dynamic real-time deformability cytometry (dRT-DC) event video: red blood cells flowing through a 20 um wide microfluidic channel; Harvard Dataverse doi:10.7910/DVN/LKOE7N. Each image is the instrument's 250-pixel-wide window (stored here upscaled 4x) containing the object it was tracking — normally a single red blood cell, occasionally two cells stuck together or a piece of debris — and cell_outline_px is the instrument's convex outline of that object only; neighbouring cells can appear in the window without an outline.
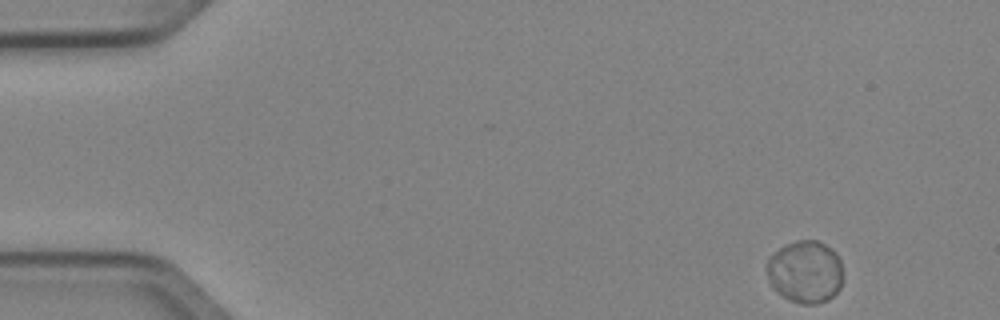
{"species": "Egyptian fruit bat (a non-hibernating species)", "species_latin": "Rousettus aegyptiacus", "temperature_condition": "cold", "stored_images_in_passage": 48, "camera_frame_rate_fps": 3000, "um_per_image_px": 0.085, "animal": {"sex": "female"}, "frame": {"image": 1, "passage_image": 1, "time_ms": 0.0, "image_size_px": [1000, 320], "cell_outline_px": [[844, 280], [840, 288], [828, 300], [816, 304], [800, 304], [788, 300], [780, 296], [772, 288], [768, 280], [764, 264], [784, 244], [796, 240], [816, 240], [832, 248], [836, 252], [840, 260]], "centroid_in_image_um": [68.43, 23.12], "position_along_channel_um": 16.6, "area_um2": 28.38}}
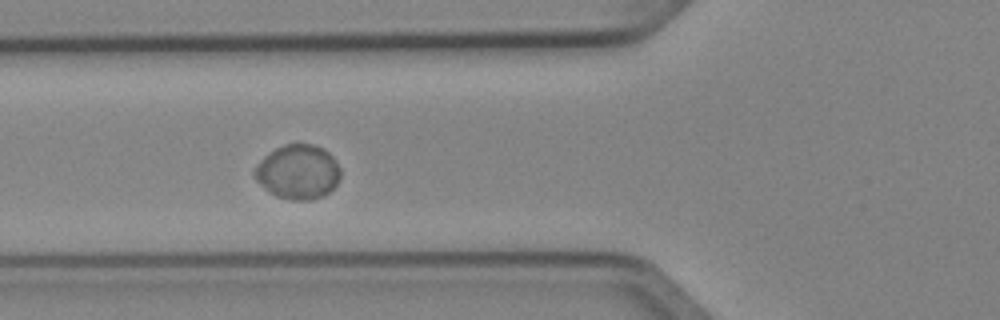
{"frame": {"image": 2, "passage_image": 16, "time_ms": 5.0, "image_size_px": [1000, 320], "cell_outline_px": [[340, 176], [336, 184], [324, 196], [312, 200], [292, 200], [276, 196], [260, 184], [256, 176], [256, 168], [264, 156], [268, 152], [284, 144], [312, 144], [324, 148], [336, 160], [340, 168]], "centroid_in_image_um": [25.37, 14.61], "position_along_channel_um": 100.4, "area_um2": 26.99}}
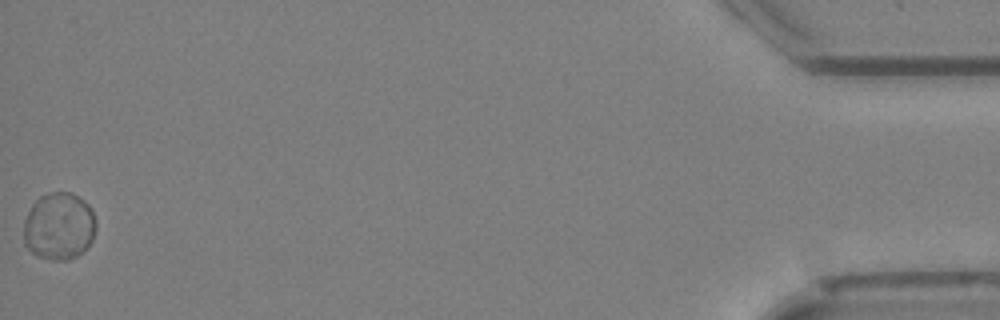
{"frame": {"image": 3, "passage_image": 48, "time_ms": 15.667, "image_size_px": [1000, 320], "cell_outline_px": [[96, 228], [92, 240], [76, 256], [68, 260], [48, 260], [36, 256], [24, 244], [24, 220], [32, 204], [40, 196], [48, 192], [72, 192], [84, 200], [88, 204], [92, 212], [96, 224]], "centroid_in_image_um": [4.99, 19.22], "position_along_channel_um": 430.2, "area_um2": 28.5}, "authors_computed_cell_mechanics": {"area_um2": 27.2816, "velocity_mm_per_s": 3.9492, "shape_relaxation_time_tau1_ms": 2.8366, "shape_relaxation_time_tau2_ms": null, "deformation_change_tau1": 0.0279, "deformation_change_tau2": null}}